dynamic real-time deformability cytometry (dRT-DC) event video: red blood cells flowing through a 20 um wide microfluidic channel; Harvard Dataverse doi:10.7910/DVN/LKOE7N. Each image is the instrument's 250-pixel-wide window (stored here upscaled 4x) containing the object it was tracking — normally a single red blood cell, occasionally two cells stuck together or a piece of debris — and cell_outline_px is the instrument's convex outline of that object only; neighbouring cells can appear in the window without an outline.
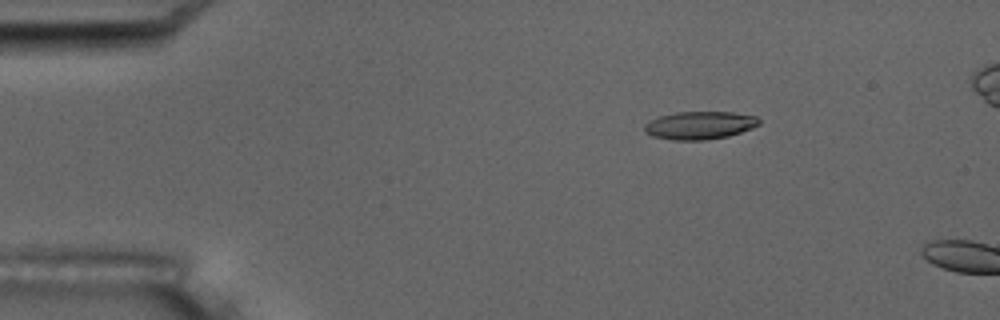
{"species": "common noctule bat (a hibernating species)", "species_latin": "Nyctalus noctula", "temperature_condition": "room temperature", "stored_images_in_passage": 4, "camera_frame_rate_fps": 3000, "um_per_image_px": 0.085, "animal": {"sex": "male", "body_mass_g": 17.5, "forearm_length_mm": 52.3}, "frame": {"image": 1, "passage_image": 3, "time_ms": 2.333, "image_size_px": [1000, 320], "cell_outline_px": [[760, 124], [752, 128], [728, 136], [704, 140], [672, 140], [652, 136], [644, 132], [644, 124], [648, 120], [660, 116], [676, 112], [732, 112], [756, 116], [760, 120]], "centroid_in_image_um": [59.44, 10.65], "position_along_channel_um": 25.6, "area_um2": 18.73}}